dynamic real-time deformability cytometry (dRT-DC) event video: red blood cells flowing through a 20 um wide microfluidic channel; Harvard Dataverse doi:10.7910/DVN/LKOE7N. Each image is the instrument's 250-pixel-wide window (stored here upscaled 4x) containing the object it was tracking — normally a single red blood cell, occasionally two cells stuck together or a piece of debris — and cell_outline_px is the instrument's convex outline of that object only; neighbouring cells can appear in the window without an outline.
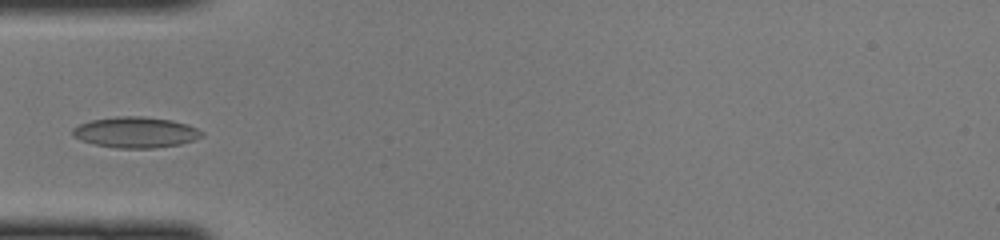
{"species": "common noctule bat (a hibernating species)", "species_latin": "Nyctalus noctula", "temperature_condition": "cold", "stored_images_in_passage": 31, "camera_frame_rate_fps": 3000, "um_per_image_px": 0.085, "animal": {"sex": "female", "body_mass_g": 22.0, "forearm_length_mm": 56.7}, "frame": {"image": 1, "passage_image": 1, "time_ms": 0.0, "image_size_px": [1000, 240], "cell_outline_px": [[204, 136], [196, 140], [180, 144], [152, 148], [116, 148], [96, 144], [80, 140], [72, 136], [72, 128], [80, 124], [92, 120], [116, 116], [144, 116], [172, 120], [188, 124], [204, 132]], "centroid_in_image_um": [11.56, 11.24], "position_along_channel_um": 73.4, "area_um2": 23.35}}
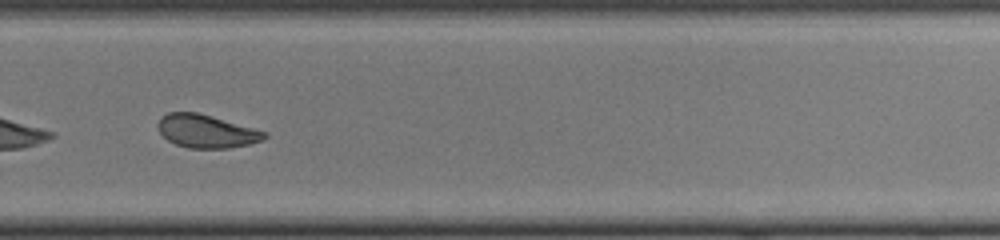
{"frame": {"image": 2, "passage_image": 18, "time_ms": 5.667, "image_size_px": [1000, 240], "cell_outline_px": [[268, 136], [264, 140], [248, 144], [228, 148], [188, 148], [176, 144], [168, 140], [160, 132], [156, 124], [160, 116], [168, 112], [196, 112], [212, 116], [268, 132]], "centroid_in_image_um": [17.54, 11.15], "position_along_channel_um": 312.3, "area_um2": 20.63}}